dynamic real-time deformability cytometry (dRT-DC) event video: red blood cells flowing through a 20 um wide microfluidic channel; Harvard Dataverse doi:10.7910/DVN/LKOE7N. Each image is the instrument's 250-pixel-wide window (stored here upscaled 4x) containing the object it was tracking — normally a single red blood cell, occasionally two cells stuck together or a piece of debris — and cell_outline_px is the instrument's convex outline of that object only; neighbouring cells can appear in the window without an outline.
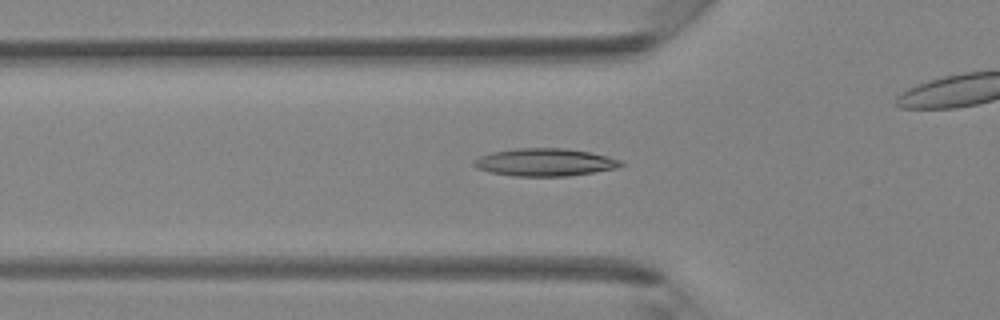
{"species": "Egyptian fruit bat (a non-hibernating species)", "species_latin": "Rousettus aegyptiacus", "temperature_condition": "room temperature", "stored_images_in_passage": 33, "camera_frame_rate_fps": 3000, "um_per_image_px": 0.085, "animal": {"sex": "female"}, "frame": {"image": 1, "passage_image": 5, "time_ms": 1.333, "image_size_px": [1000, 320], "cell_outline_px": [[624, 164], [616, 168], [568, 176], [512, 176], [488, 172], [476, 168], [472, 164], [472, 160], [480, 156], [492, 152], [516, 148], [564, 148], [592, 152], [624, 160]], "centroid_in_image_um": [46.3, 13.79], "position_along_channel_um": 79.5, "area_um2": 23.93}}
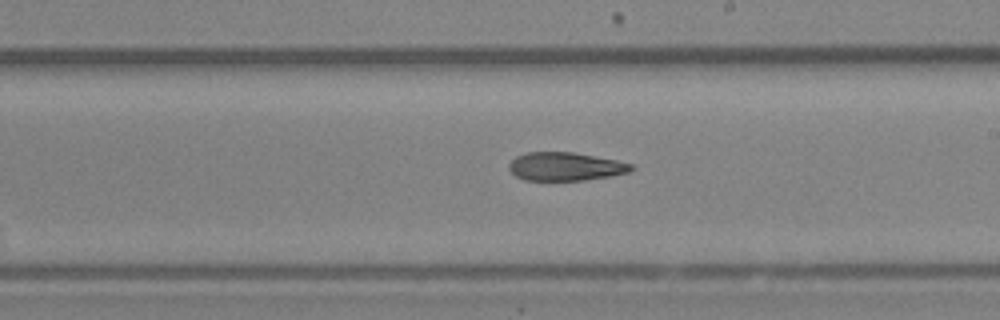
{"frame": {"image": 2, "passage_image": 15, "time_ms": 4.667, "image_size_px": [1000, 320], "cell_outline_px": [[636, 168], [628, 172], [612, 176], [584, 180], [524, 180], [516, 176], [508, 168], [508, 164], [516, 156], [528, 152], [572, 152], [616, 160], [632, 164]], "centroid_in_image_um": [48.06, 14.15], "position_along_channel_um": 240.9, "area_um2": 20.17}}
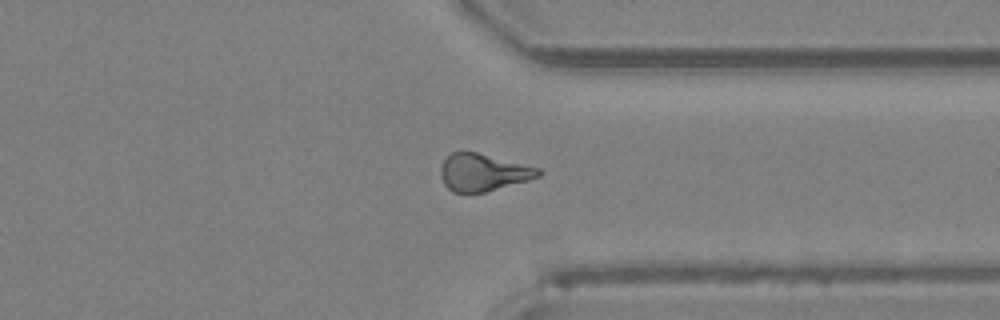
{"frame": {"image": 3, "passage_image": 23, "time_ms": 7.333, "image_size_px": [1000, 320], "cell_outline_px": [[544, 172], [540, 176], [528, 180], [484, 192], [452, 192], [444, 184], [440, 176], [440, 168], [444, 160], [452, 152], [476, 152], [540, 168]], "centroid_in_image_um": [41.06, 14.65], "position_along_channel_um": 370.3, "area_um2": 21.04}}